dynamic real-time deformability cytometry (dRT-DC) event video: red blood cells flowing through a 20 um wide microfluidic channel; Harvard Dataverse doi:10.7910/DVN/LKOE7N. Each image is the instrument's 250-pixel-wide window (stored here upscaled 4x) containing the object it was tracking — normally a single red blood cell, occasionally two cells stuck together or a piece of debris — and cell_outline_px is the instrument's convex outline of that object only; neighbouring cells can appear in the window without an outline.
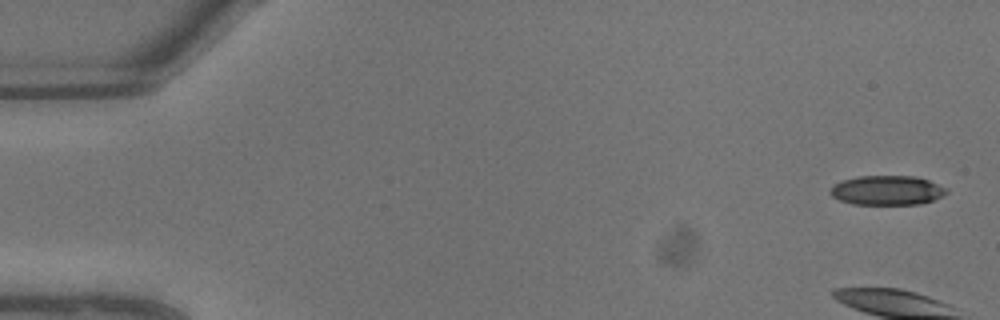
{"species": "common noctule bat (a hibernating species)", "species_latin": "Nyctalus noctula", "temperature_condition": "warm", "stored_images_in_passage": 10, "camera_frame_rate_fps": 3000, "um_per_image_px": 0.085, "animal": {"sex": "male", "body_mass_g": 13.3}, "frame": {"image": 1, "passage_image": 1, "time_ms": 0.0, "image_size_px": [1000, 320], "cell_outline_px": [[948, 192], [932, 200], [920, 204], [852, 204], [840, 200], [832, 196], [828, 192], [836, 184], [844, 180], [856, 176], [916, 176], [928, 180], [948, 188]], "centroid_in_image_um": [75.41, 16.17], "position_along_channel_um": 9.6, "area_um2": 19.83}}
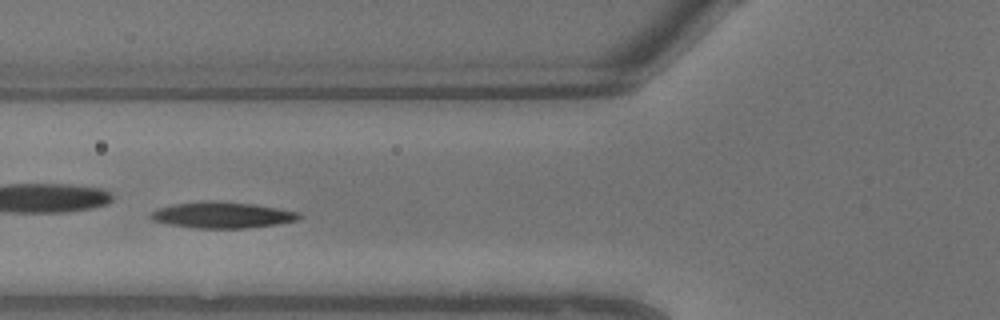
{"frame": {"image": 2, "passage_image": 9, "time_ms": 2.667, "image_size_px": [1000, 320], "cell_outline_px": [[300, 216], [296, 220], [276, 224], [244, 228], [196, 228], [168, 224], [152, 220], [148, 216], [156, 208], [172, 204], [204, 200], [212, 200], [256, 204], [280, 208], [300, 212]], "centroid_in_image_um": [18.84, 18.26], "position_along_channel_um": 107.0, "area_um2": 22.77}}